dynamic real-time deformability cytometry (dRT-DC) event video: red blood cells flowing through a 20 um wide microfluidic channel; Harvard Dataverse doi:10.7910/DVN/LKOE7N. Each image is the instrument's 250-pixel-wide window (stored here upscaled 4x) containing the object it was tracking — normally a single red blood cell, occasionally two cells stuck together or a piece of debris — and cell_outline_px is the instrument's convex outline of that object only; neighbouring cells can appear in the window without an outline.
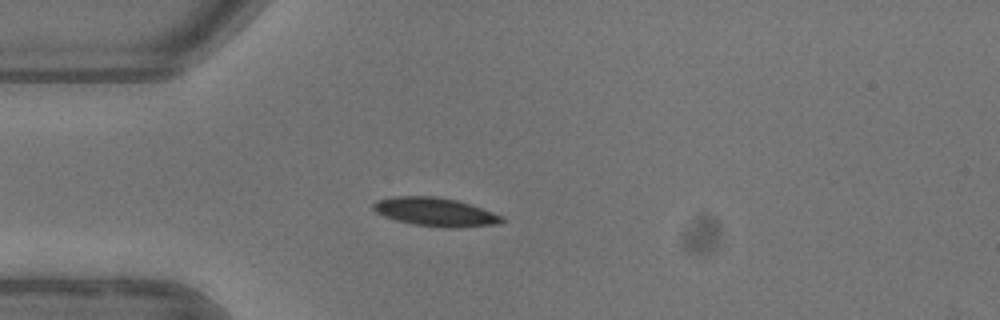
{"species": "common noctule bat (a hibernating species)", "species_latin": "Nyctalus noctula", "temperature_condition": "warm", "stored_images_in_passage": 2, "camera_frame_rate_fps": 3000, "um_per_image_px": 0.085, "animal": {"sex": "female"}, "frame": {"image": 1, "passage_image": 2, "time_ms": 2.0, "image_size_px": [1000, 320], "cell_outline_px": [[504, 220], [500, 224], [456, 228], [444, 228], [412, 224], [396, 220], [384, 216], [376, 212], [372, 208], [372, 204], [376, 200], [392, 196], [436, 196], [456, 200], [504, 216]], "centroid_in_image_um": [36.98, 18.02], "position_along_channel_um": 48.0, "area_um2": 21.5}}